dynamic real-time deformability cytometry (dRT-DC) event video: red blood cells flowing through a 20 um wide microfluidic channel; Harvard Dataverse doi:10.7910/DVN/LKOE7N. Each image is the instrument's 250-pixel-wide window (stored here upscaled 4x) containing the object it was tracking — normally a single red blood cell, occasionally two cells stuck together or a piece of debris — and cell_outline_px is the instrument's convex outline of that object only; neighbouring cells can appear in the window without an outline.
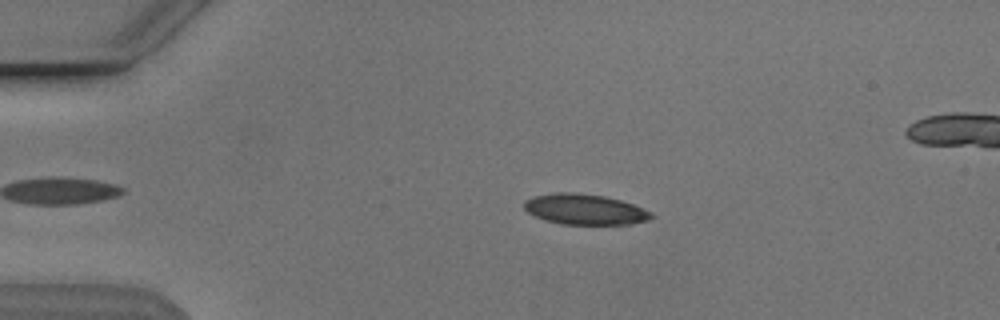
{"species": "Egyptian fruit bat (a non-hibernating species)", "species_latin": "Rousettus aegyptiacus", "temperature_condition": "cold", "stored_images_in_passage": 47, "camera_frame_rate_fps": 3000, "um_per_image_px": 0.085, "animal": {"sex": "male"}, "frame": {"image": 1, "passage_image": 11, "time_ms": 3.333, "image_size_px": [1000, 320], "cell_outline_px": [[656, 216], [648, 220], [632, 224], [560, 224], [544, 220], [528, 212], [524, 208], [524, 200], [536, 196], [556, 192], [572, 192], [604, 196], [620, 200], [632, 204], [652, 212]], "centroid_in_image_um": [49.72, 17.8], "position_along_channel_um": 35.3, "area_um2": 22.6}}
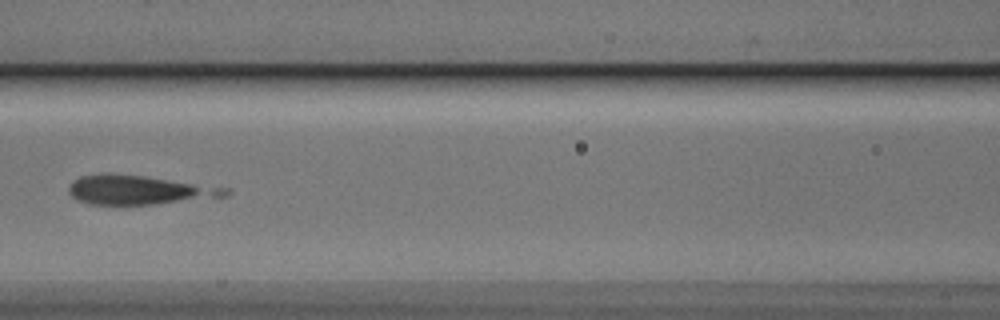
{"frame": {"image": 2, "passage_image": 24, "time_ms": 7.667, "image_size_px": [1000, 320], "cell_outline_px": [[232, 192], [228, 196], [156, 204], [92, 204], [76, 200], [68, 192], [68, 188], [72, 180], [80, 176], [104, 172], [144, 176], [232, 188]], "centroid_in_image_um": [11.82, 16.13], "position_along_channel_um": 154.8, "area_um2": 26.88}}
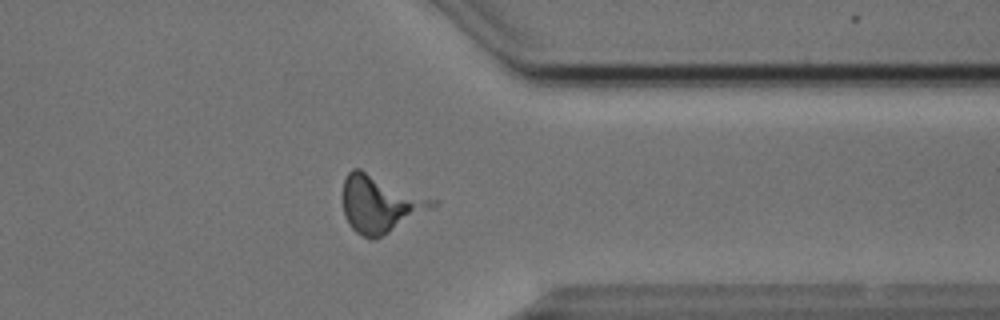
{"frame": {"image": 3, "passage_image": 42, "time_ms": 13.667, "image_size_px": [1000, 320], "cell_outline_px": [[436, 204], [376, 240], [368, 240], [360, 236], [348, 224], [344, 212], [344, 180], [348, 172], [352, 168], [360, 168], [436, 200]], "centroid_in_image_um": [32.26, 17.34], "position_along_channel_um": 379.1, "area_um2": 29.36}, "authors_computed_cell_mechanics": {"area_um2": 21.5016, "velocity_mm_per_s": 3.822, "shape_relaxation_time_tau1_ms": 2.0568, "shape_relaxation_time_tau2_ms": null, "deformation_change_tau1": 0.2201, "deformation_change_tau2": null}}